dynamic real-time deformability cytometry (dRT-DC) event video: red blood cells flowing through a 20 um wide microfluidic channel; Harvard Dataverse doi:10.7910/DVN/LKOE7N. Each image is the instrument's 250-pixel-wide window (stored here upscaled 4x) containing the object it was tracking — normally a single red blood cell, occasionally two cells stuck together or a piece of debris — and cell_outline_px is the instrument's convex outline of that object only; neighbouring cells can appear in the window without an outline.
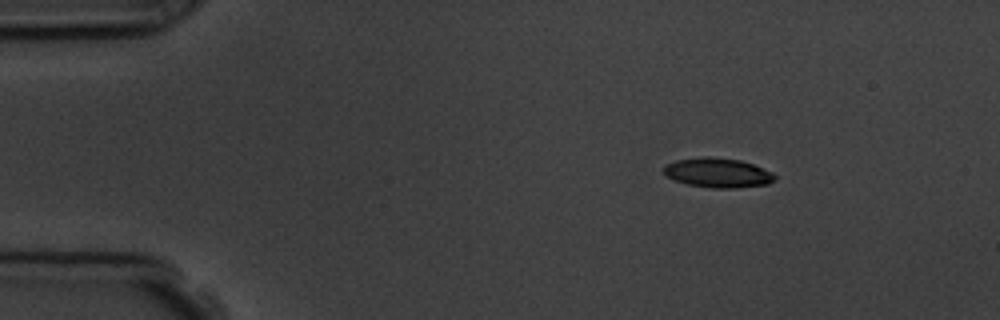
{"species": "common noctule bat (a hibernating species)", "species_latin": "Nyctalus noctula", "temperature_condition": "room temperature", "stored_images_in_passage": 6, "camera_frame_rate_fps": 3000, "um_per_image_px": 0.085, "animal": {"sex": "male", "body_mass_g": 19.5, "forearm_length_mm": 54.6}, "frame": {"image": 1, "passage_image": 2, "time_ms": 1.333, "image_size_px": [1000, 320], "cell_outline_px": [[776, 180], [768, 184], [736, 188], [712, 188], [688, 184], [664, 176], [664, 164], [676, 160], [700, 156], [708, 156], [740, 160], [752, 164], [772, 172], [776, 176]], "centroid_in_image_um": [61.0, 14.68], "position_along_channel_um": 24.0, "area_um2": 19.25}}
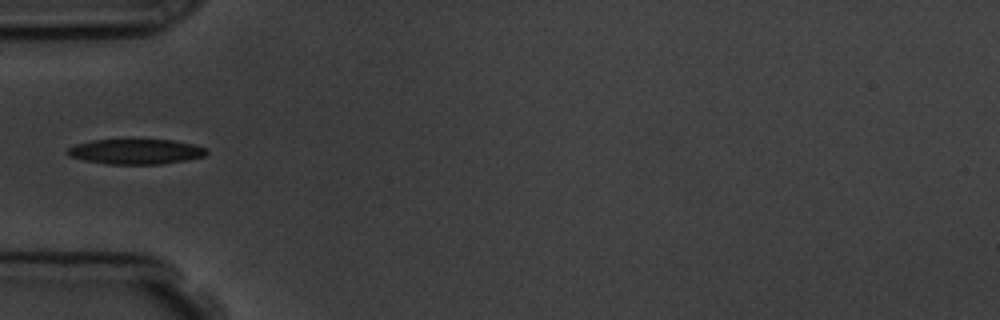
{"frame": {"image": 2, "passage_image": 5, "time_ms": 4.667, "image_size_px": [1000, 320], "cell_outline_px": [[208, 152], [204, 156], [184, 160], [160, 164], [108, 164], [84, 160], [68, 156], [64, 152], [68, 148], [76, 144], [92, 140], [132, 136], [172, 140], [196, 144], [208, 148]], "centroid_in_image_um": [11.52, 12.82], "position_along_channel_um": 73.5, "area_um2": 21.56}}